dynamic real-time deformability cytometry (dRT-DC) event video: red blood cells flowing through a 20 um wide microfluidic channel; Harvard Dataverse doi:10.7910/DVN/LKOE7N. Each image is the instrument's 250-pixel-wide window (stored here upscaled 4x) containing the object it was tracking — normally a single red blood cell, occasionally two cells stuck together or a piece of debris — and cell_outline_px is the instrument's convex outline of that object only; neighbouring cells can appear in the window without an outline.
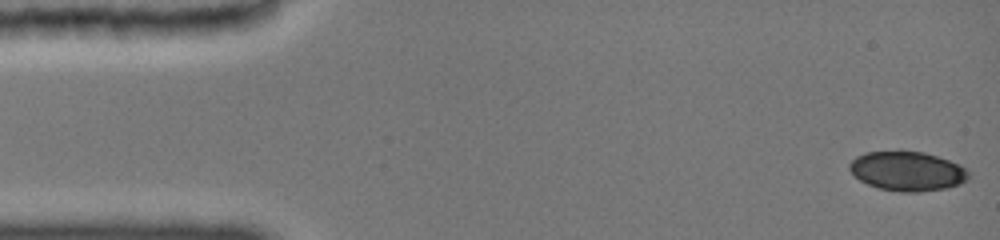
{"species": "common noctule bat (a hibernating species)", "species_latin": "Nyctalus noctula", "temperature_condition": "cold", "stored_images_in_passage": 80, "camera_frame_rate_fps": 3000, "um_per_image_px": 0.085, "animal": {"sex": "female", "body_mass_g": 19.0, "forearm_length_mm": 51.5}, "frame": {"image": 1, "passage_image": 1, "time_ms": 0.0, "image_size_px": [1000, 240], "cell_outline_px": [[968, 180], [960, 184], [948, 188], [920, 192], [900, 192], [880, 188], [868, 184], [852, 176], [848, 168], [848, 164], [856, 156], [868, 152], [924, 152], [960, 164], [968, 168]], "centroid_in_image_um": [77.13, 14.56], "position_along_channel_um": 7.9, "area_um2": 27.4}}
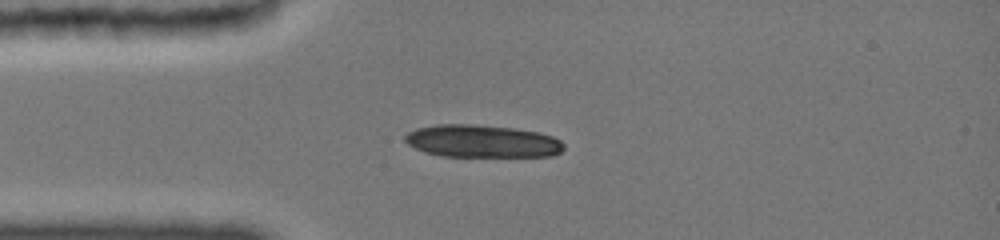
{"frame": {"image": 2, "passage_image": 26, "time_ms": 3.667, "image_size_px": [1000, 240], "cell_outline_px": [[564, 148], [560, 152], [552, 156], [440, 156], [416, 148], [408, 144], [404, 140], [404, 136], [408, 132], [416, 128], [440, 124], [464, 124], [512, 128], [536, 132], [552, 136], [560, 140], [564, 144]], "centroid_in_image_um": [40.97, 12.0], "position_along_channel_um": 44.0, "area_um2": 29.82}}